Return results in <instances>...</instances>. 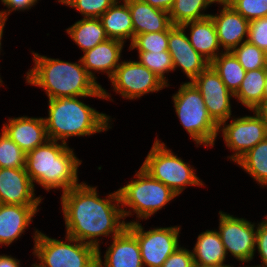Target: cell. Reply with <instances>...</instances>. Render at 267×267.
Listing matches in <instances>:
<instances>
[{
	"mask_svg": "<svg viewBox=\"0 0 267 267\" xmlns=\"http://www.w3.org/2000/svg\"><path fill=\"white\" fill-rule=\"evenodd\" d=\"M129 7L134 37L139 34L166 31L171 25L169 13L141 0H124Z\"/></svg>",
	"mask_w": 267,
	"mask_h": 267,
	"instance_id": "cell-21",
	"label": "cell"
},
{
	"mask_svg": "<svg viewBox=\"0 0 267 267\" xmlns=\"http://www.w3.org/2000/svg\"><path fill=\"white\" fill-rule=\"evenodd\" d=\"M192 252L184 246H179L163 263L161 267H193Z\"/></svg>",
	"mask_w": 267,
	"mask_h": 267,
	"instance_id": "cell-38",
	"label": "cell"
},
{
	"mask_svg": "<svg viewBox=\"0 0 267 267\" xmlns=\"http://www.w3.org/2000/svg\"><path fill=\"white\" fill-rule=\"evenodd\" d=\"M59 3L77 10L83 18H99L116 0H57Z\"/></svg>",
	"mask_w": 267,
	"mask_h": 267,
	"instance_id": "cell-34",
	"label": "cell"
},
{
	"mask_svg": "<svg viewBox=\"0 0 267 267\" xmlns=\"http://www.w3.org/2000/svg\"><path fill=\"white\" fill-rule=\"evenodd\" d=\"M39 0H1L2 4L8 9L1 10L0 15L8 19L13 11H28L35 6Z\"/></svg>",
	"mask_w": 267,
	"mask_h": 267,
	"instance_id": "cell-39",
	"label": "cell"
},
{
	"mask_svg": "<svg viewBox=\"0 0 267 267\" xmlns=\"http://www.w3.org/2000/svg\"><path fill=\"white\" fill-rule=\"evenodd\" d=\"M191 252L194 264L233 266L224 263L227 254L217 230L212 229L201 232Z\"/></svg>",
	"mask_w": 267,
	"mask_h": 267,
	"instance_id": "cell-24",
	"label": "cell"
},
{
	"mask_svg": "<svg viewBox=\"0 0 267 267\" xmlns=\"http://www.w3.org/2000/svg\"><path fill=\"white\" fill-rule=\"evenodd\" d=\"M125 43L108 38L94 48L83 53L81 62L87 73L98 83L96 73H106L110 79L121 63L122 50ZM94 71V72H93Z\"/></svg>",
	"mask_w": 267,
	"mask_h": 267,
	"instance_id": "cell-19",
	"label": "cell"
},
{
	"mask_svg": "<svg viewBox=\"0 0 267 267\" xmlns=\"http://www.w3.org/2000/svg\"><path fill=\"white\" fill-rule=\"evenodd\" d=\"M129 45L130 51L133 49L146 52L168 51V29L136 35Z\"/></svg>",
	"mask_w": 267,
	"mask_h": 267,
	"instance_id": "cell-33",
	"label": "cell"
},
{
	"mask_svg": "<svg viewBox=\"0 0 267 267\" xmlns=\"http://www.w3.org/2000/svg\"><path fill=\"white\" fill-rule=\"evenodd\" d=\"M168 52L172 57L174 71L179 67L190 82L210 65L190 44L181 25H171L168 28Z\"/></svg>",
	"mask_w": 267,
	"mask_h": 267,
	"instance_id": "cell-14",
	"label": "cell"
},
{
	"mask_svg": "<svg viewBox=\"0 0 267 267\" xmlns=\"http://www.w3.org/2000/svg\"><path fill=\"white\" fill-rule=\"evenodd\" d=\"M7 21V19L6 18H4L3 16H1L0 15V51L2 50L1 48V44H2V36H3V31H4V26L6 25V22ZM0 54H1V52H0ZM2 83H4L3 81H2V78H1V76H0V86H2L3 84Z\"/></svg>",
	"mask_w": 267,
	"mask_h": 267,
	"instance_id": "cell-43",
	"label": "cell"
},
{
	"mask_svg": "<svg viewBox=\"0 0 267 267\" xmlns=\"http://www.w3.org/2000/svg\"><path fill=\"white\" fill-rule=\"evenodd\" d=\"M264 56H265V64H266V67H267V49L264 51Z\"/></svg>",
	"mask_w": 267,
	"mask_h": 267,
	"instance_id": "cell-47",
	"label": "cell"
},
{
	"mask_svg": "<svg viewBox=\"0 0 267 267\" xmlns=\"http://www.w3.org/2000/svg\"><path fill=\"white\" fill-rule=\"evenodd\" d=\"M113 91L124 99L134 100L151 92H158L167 85L138 60L121 61L109 79Z\"/></svg>",
	"mask_w": 267,
	"mask_h": 267,
	"instance_id": "cell-11",
	"label": "cell"
},
{
	"mask_svg": "<svg viewBox=\"0 0 267 267\" xmlns=\"http://www.w3.org/2000/svg\"><path fill=\"white\" fill-rule=\"evenodd\" d=\"M26 153L3 131L0 133V168H25Z\"/></svg>",
	"mask_w": 267,
	"mask_h": 267,
	"instance_id": "cell-31",
	"label": "cell"
},
{
	"mask_svg": "<svg viewBox=\"0 0 267 267\" xmlns=\"http://www.w3.org/2000/svg\"><path fill=\"white\" fill-rule=\"evenodd\" d=\"M175 114L189 137L199 145L213 147L218 136V124L206 109L201 93L192 82H182L173 94Z\"/></svg>",
	"mask_w": 267,
	"mask_h": 267,
	"instance_id": "cell-6",
	"label": "cell"
},
{
	"mask_svg": "<svg viewBox=\"0 0 267 267\" xmlns=\"http://www.w3.org/2000/svg\"><path fill=\"white\" fill-rule=\"evenodd\" d=\"M210 65L219 74L226 87L234 94L240 87L246 71L231 51H223Z\"/></svg>",
	"mask_w": 267,
	"mask_h": 267,
	"instance_id": "cell-28",
	"label": "cell"
},
{
	"mask_svg": "<svg viewBox=\"0 0 267 267\" xmlns=\"http://www.w3.org/2000/svg\"><path fill=\"white\" fill-rule=\"evenodd\" d=\"M140 221H128L127 229L137 238L144 267H161L167 258L181 245V226L154 227L144 230Z\"/></svg>",
	"mask_w": 267,
	"mask_h": 267,
	"instance_id": "cell-9",
	"label": "cell"
},
{
	"mask_svg": "<svg viewBox=\"0 0 267 267\" xmlns=\"http://www.w3.org/2000/svg\"><path fill=\"white\" fill-rule=\"evenodd\" d=\"M266 74L267 68L246 71L239 89L234 93L238 103L249 111L255 110L263 102Z\"/></svg>",
	"mask_w": 267,
	"mask_h": 267,
	"instance_id": "cell-26",
	"label": "cell"
},
{
	"mask_svg": "<svg viewBox=\"0 0 267 267\" xmlns=\"http://www.w3.org/2000/svg\"><path fill=\"white\" fill-rule=\"evenodd\" d=\"M138 61L147 67L150 71L154 72L166 85L169 87L170 83L165 74L174 71L173 61L168 51L161 52H146L137 51Z\"/></svg>",
	"mask_w": 267,
	"mask_h": 267,
	"instance_id": "cell-30",
	"label": "cell"
},
{
	"mask_svg": "<svg viewBox=\"0 0 267 267\" xmlns=\"http://www.w3.org/2000/svg\"><path fill=\"white\" fill-rule=\"evenodd\" d=\"M188 32L190 44L210 63L223 52L219 45L216 28L211 16L181 25Z\"/></svg>",
	"mask_w": 267,
	"mask_h": 267,
	"instance_id": "cell-22",
	"label": "cell"
},
{
	"mask_svg": "<svg viewBox=\"0 0 267 267\" xmlns=\"http://www.w3.org/2000/svg\"><path fill=\"white\" fill-rule=\"evenodd\" d=\"M141 1L150 4L153 7L169 12L175 0H141Z\"/></svg>",
	"mask_w": 267,
	"mask_h": 267,
	"instance_id": "cell-40",
	"label": "cell"
},
{
	"mask_svg": "<svg viewBox=\"0 0 267 267\" xmlns=\"http://www.w3.org/2000/svg\"><path fill=\"white\" fill-rule=\"evenodd\" d=\"M260 187H267V137L236 162Z\"/></svg>",
	"mask_w": 267,
	"mask_h": 267,
	"instance_id": "cell-27",
	"label": "cell"
},
{
	"mask_svg": "<svg viewBox=\"0 0 267 267\" xmlns=\"http://www.w3.org/2000/svg\"><path fill=\"white\" fill-rule=\"evenodd\" d=\"M34 185L25 168H0V204L39 206Z\"/></svg>",
	"mask_w": 267,
	"mask_h": 267,
	"instance_id": "cell-15",
	"label": "cell"
},
{
	"mask_svg": "<svg viewBox=\"0 0 267 267\" xmlns=\"http://www.w3.org/2000/svg\"><path fill=\"white\" fill-rule=\"evenodd\" d=\"M255 249L260 255L261 264L255 267H267V216L260 223L256 224Z\"/></svg>",
	"mask_w": 267,
	"mask_h": 267,
	"instance_id": "cell-37",
	"label": "cell"
},
{
	"mask_svg": "<svg viewBox=\"0 0 267 267\" xmlns=\"http://www.w3.org/2000/svg\"><path fill=\"white\" fill-rule=\"evenodd\" d=\"M263 102H267V74L265 79V87H264V93H263Z\"/></svg>",
	"mask_w": 267,
	"mask_h": 267,
	"instance_id": "cell-45",
	"label": "cell"
},
{
	"mask_svg": "<svg viewBox=\"0 0 267 267\" xmlns=\"http://www.w3.org/2000/svg\"><path fill=\"white\" fill-rule=\"evenodd\" d=\"M78 98L48 100V117L44 118L49 140L67 144L70 137L91 136L112 129L111 116L100 113Z\"/></svg>",
	"mask_w": 267,
	"mask_h": 267,
	"instance_id": "cell-4",
	"label": "cell"
},
{
	"mask_svg": "<svg viewBox=\"0 0 267 267\" xmlns=\"http://www.w3.org/2000/svg\"><path fill=\"white\" fill-rule=\"evenodd\" d=\"M212 4V0H175L168 12L171 23L172 25H182L186 22L209 17L210 14L205 13V11Z\"/></svg>",
	"mask_w": 267,
	"mask_h": 267,
	"instance_id": "cell-29",
	"label": "cell"
},
{
	"mask_svg": "<svg viewBox=\"0 0 267 267\" xmlns=\"http://www.w3.org/2000/svg\"><path fill=\"white\" fill-rule=\"evenodd\" d=\"M193 267H231V266H215V265H198V264H194Z\"/></svg>",
	"mask_w": 267,
	"mask_h": 267,
	"instance_id": "cell-46",
	"label": "cell"
},
{
	"mask_svg": "<svg viewBox=\"0 0 267 267\" xmlns=\"http://www.w3.org/2000/svg\"><path fill=\"white\" fill-rule=\"evenodd\" d=\"M0 267H21L20 260L11 255H0Z\"/></svg>",
	"mask_w": 267,
	"mask_h": 267,
	"instance_id": "cell-41",
	"label": "cell"
},
{
	"mask_svg": "<svg viewBox=\"0 0 267 267\" xmlns=\"http://www.w3.org/2000/svg\"><path fill=\"white\" fill-rule=\"evenodd\" d=\"M134 177L135 179L133 178L118 189L124 219L136 213L138 220H148L149 217L151 218L178 197L168 186L154 179L142 167ZM127 207L130 210H127Z\"/></svg>",
	"mask_w": 267,
	"mask_h": 267,
	"instance_id": "cell-5",
	"label": "cell"
},
{
	"mask_svg": "<svg viewBox=\"0 0 267 267\" xmlns=\"http://www.w3.org/2000/svg\"><path fill=\"white\" fill-rule=\"evenodd\" d=\"M229 5L248 21L267 17V0H232Z\"/></svg>",
	"mask_w": 267,
	"mask_h": 267,
	"instance_id": "cell-35",
	"label": "cell"
},
{
	"mask_svg": "<svg viewBox=\"0 0 267 267\" xmlns=\"http://www.w3.org/2000/svg\"><path fill=\"white\" fill-rule=\"evenodd\" d=\"M6 122L1 131L26 154L49 140L43 117H9Z\"/></svg>",
	"mask_w": 267,
	"mask_h": 267,
	"instance_id": "cell-16",
	"label": "cell"
},
{
	"mask_svg": "<svg viewBox=\"0 0 267 267\" xmlns=\"http://www.w3.org/2000/svg\"><path fill=\"white\" fill-rule=\"evenodd\" d=\"M39 206L0 204V247L17 241L28 229Z\"/></svg>",
	"mask_w": 267,
	"mask_h": 267,
	"instance_id": "cell-20",
	"label": "cell"
},
{
	"mask_svg": "<svg viewBox=\"0 0 267 267\" xmlns=\"http://www.w3.org/2000/svg\"><path fill=\"white\" fill-rule=\"evenodd\" d=\"M213 3H217L218 5H227L229 4L232 0H212Z\"/></svg>",
	"mask_w": 267,
	"mask_h": 267,
	"instance_id": "cell-44",
	"label": "cell"
},
{
	"mask_svg": "<svg viewBox=\"0 0 267 267\" xmlns=\"http://www.w3.org/2000/svg\"><path fill=\"white\" fill-rule=\"evenodd\" d=\"M255 111L262 117L263 121L267 125V102H262Z\"/></svg>",
	"mask_w": 267,
	"mask_h": 267,
	"instance_id": "cell-42",
	"label": "cell"
},
{
	"mask_svg": "<svg viewBox=\"0 0 267 267\" xmlns=\"http://www.w3.org/2000/svg\"><path fill=\"white\" fill-rule=\"evenodd\" d=\"M33 54L34 67L26 72V83L45 90L49 99L61 97H94L110 99L111 93L97 83L78 63Z\"/></svg>",
	"mask_w": 267,
	"mask_h": 267,
	"instance_id": "cell-2",
	"label": "cell"
},
{
	"mask_svg": "<svg viewBox=\"0 0 267 267\" xmlns=\"http://www.w3.org/2000/svg\"><path fill=\"white\" fill-rule=\"evenodd\" d=\"M31 267H97V248L70 236L57 240L35 229Z\"/></svg>",
	"mask_w": 267,
	"mask_h": 267,
	"instance_id": "cell-7",
	"label": "cell"
},
{
	"mask_svg": "<svg viewBox=\"0 0 267 267\" xmlns=\"http://www.w3.org/2000/svg\"><path fill=\"white\" fill-rule=\"evenodd\" d=\"M256 223L219 211L220 235L225 252L241 263L253 260L256 249Z\"/></svg>",
	"mask_w": 267,
	"mask_h": 267,
	"instance_id": "cell-12",
	"label": "cell"
},
{
	"mask_svg": "<svg viewBox=\"0 0 267 267\" xmlns=\"http://www.w3.org/2000/svg\"><path fill=\"white\" fill-rule=\"evenodd\" d=\"M253 116L245 115L221 122L218 125V134L222 132V137L230 151H234L231 156H227L230 161L236 162L254 146L267 137V125L262 117L252 110Z\"/></svg>",
	"mask_w": 267,
	"mask_h": 267,
	"instance_id": "cell-10",
	"label": "cell"
},
{
	"mask_svg": "<svg viewBox=\"0 0 267 267\" xmlns=\"http://www.w3.org/2000/svg\"><path fill=\"white\" fill-rule=\"evenodd\" d=\"M191 82L201 93L209 115L218 125L231 119L230 100L234 98V94L226 87L211 65Z\"/></svg>",
	"mask_w": 267,
	"mask_h": 267,
	"instance_id": "cell-13",
	"label": "cell"
},
{
	"mask_svg": "<svg viewBox=\"0 0 267 267\" xmlns=\"http://www.w3.org/2000/svg\"><path fill=\"white\" fill-rule=\"evenodd\" d=\"M97 187L85 182L61 195L66 235L100 249L99 237L119 235L126 227L119 192L99 197Z\"/></svg>",
	"mask_w": 267,
	"mask_h": 267,
	"instance_id": "cell-1",
	"label": "cell"
},
{
	"mask_svg": "<svg viewBox=\"0 0 267 267\" xmlns=\"http://www.w3.org/2000/svg\"><path fill=\"white\" fill-rule=\"evenodd\" d=\"M81 163L82 160L76 157L68 144L48 140L26 154L25 170L34 188L37 183L48 192L62 189L64 193L79 184L78 168Z\"/></svg>",
	"mask_w": 267,
	"mask_h": 267,
	"instance_id": "cell-3",
	"label": "cell"
},
{
	"mask_svg": "<svg viewBox=\"0 0 267 267\" xmlns=\"http://www.w3.org/2000/svg\"><path fill=\"white\" fill-rule=\"evenodd\" d=\"M66 32L83 53L108 39L100 18H82L67 28Z\"/></svg>",
	"mask_w": 267,
	"mask_h": 267,
	"instance_id": "cell-25",
	"label": "cell"
},
{
	"mask_svg": "<svg viewBox=\"0 0 267 267\" xmlns=\"http://www.w3.org/2000/svg\"><path fill=\"white\" fill-rule=\"evenodd\" d=\"M218 13L210 14L223 51H232L247 41L249 21L236 12L229 4L220 5Z\"/></svg>",
	"mask_w": 267,
	"mask_h": 267,
	"instance_id": "cell-17",
	"label": "cell"
},
{
	"mask_svg": "<svg viewBox=\"0 0 267 267\" xmlns=\"http://www.w3.org/2000/svg\"><path fill=\"white\" fill-rule=\"evenodd\" d=\"M245 71L267 68L264 51L248 41L241 43L231 51Z\"/></svg>",
	"mask_w": 267,
	"mask_h": 267,
	"instance_id": "cell-32",
	"label": "cell"
},
{
	"mask_svg": "<svg viewBox=\"0 0 267 267\" xmlns=\"http://www.w3.org/2000/svg\"><path fill=\"white\" fill-rule=\"evenodd\" d=\"M247 41L263 51L267 49V17L249 21Z\"/></svg>",
	"mask_w": 267,
	"mask_h": 267,
	"instance_id": "cell-36",
	"label": "cell"
},
{
	"mask_svg": "<svg viewBox=\"0 0 267 267\" xmlns=\"http://www.w3.org/2000/svg\"><path fill=\"white\" fill-rule=\"evenodd\" d=\"M99 18L108 38L119 40L123 43L129 39L130 44L132 43L134 28L128 4L124 0H116Z\"/></svg>",
	"mask_w": 267,
	"mask_h": 267,
	"instance_id": "cell-23",
	"label": "cell"
},
{
	"mask_svg": "<svg viewBox=\"0 0 267 267\" xmlns=\"http://www.w3.org/2000/svg\"><path fill=\"white\" fill-rule=\"evenodd\" d=\"M141 167L178 196L187 186L205 185L196 175V169L175 155L172 149L157 137Z\"/></svg>",
	"mask_w": 267,
	"mask_h": 267,
	"instance_id": "cell-8",
	"label": "cell"
},
{
	"mask_svg": "<svg viewBox=\"0 0 267 267\" xmlns=\"http://www.w3.org/2000/svg\"><path fill=\"white\" fill-rule=\"evenodd\" d=\"M112 240L104 261L97 249V267H144L137 238L127 228Z\"/></svg>",
	"mask_w": 267,
	"mask_h": 267,
	"instance_id": "cell-18",
	"label": "cell"
},
{
	"mask_svg": "<svg viewBox=\"0 0 267 267\" xmlns=\"http://www.w3.org/2000/svg\"><path fill=\"white\" fill-rule=\"evenodd\" d=\"M231 267H234V266H231ZM241 267H242V266H241ZM244 267H255V265H253V266H252V265H251V266H244Z\"/></svg>",
	"mask_w": 267,
	"mask_h": 267,
	"instance_id": "cell-48",
	"label": "cell"
}]
</instances>
